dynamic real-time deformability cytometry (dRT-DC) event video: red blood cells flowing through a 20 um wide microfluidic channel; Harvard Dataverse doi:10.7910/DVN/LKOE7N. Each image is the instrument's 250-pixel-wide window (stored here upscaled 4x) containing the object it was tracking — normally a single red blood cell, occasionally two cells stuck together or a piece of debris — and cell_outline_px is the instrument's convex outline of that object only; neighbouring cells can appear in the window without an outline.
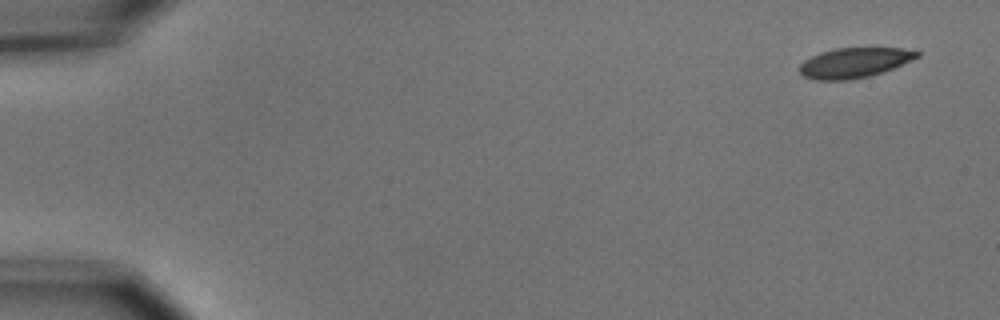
{"species": "common noctule bat (a hibernating species)", "species_latin": "Nyctalus noctula", "temperature_condition": "cold", "stored_images_in_passage": 5, "camera_frame_rate_fps": 3000, "um_per_image_px": 0.085, "animal": {"sex": "male", "body_mass_g": 15.6}, "frame": {"image": 1, "passage_image": 1, "time_ms": 0.0, "image_size_px": [1000, 320], "cell_outline_px": [[920, 56], [884, 72], [868, 76], [848, 80], [816, 80], [804, 76], [800, 72], [800, 64], [804, 60], [820, 52], [836, 48], [916, 48], [920, 52]], "centroid_in_image_um": [72.66, 5.32], "position_along_channel_um": 12.3, "area_um2": 20.63}}
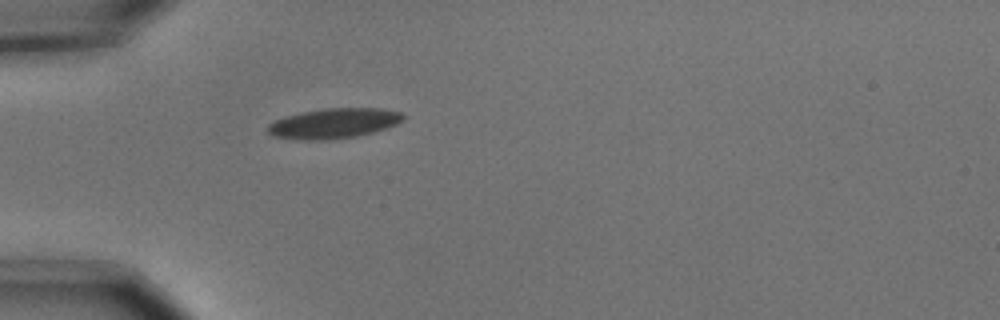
{"frame": {"image": 2, "passage_image": 5, "time_ms": 1.333, "image_size_px": [1000, 320], "cell_outline_px": [[404, 120], [388, 128], [356, 136], [328, 140], [304, 140], [272, 136], [268, 132], [268, 124], [284, 116], [300, 112], [324, 108], [380, 108], [400, 112], [404, 116]], "centroid_in_image_um": [28.36, 10.48], "position_along_channel_um": 56.6, "area_um2": 23.81}}